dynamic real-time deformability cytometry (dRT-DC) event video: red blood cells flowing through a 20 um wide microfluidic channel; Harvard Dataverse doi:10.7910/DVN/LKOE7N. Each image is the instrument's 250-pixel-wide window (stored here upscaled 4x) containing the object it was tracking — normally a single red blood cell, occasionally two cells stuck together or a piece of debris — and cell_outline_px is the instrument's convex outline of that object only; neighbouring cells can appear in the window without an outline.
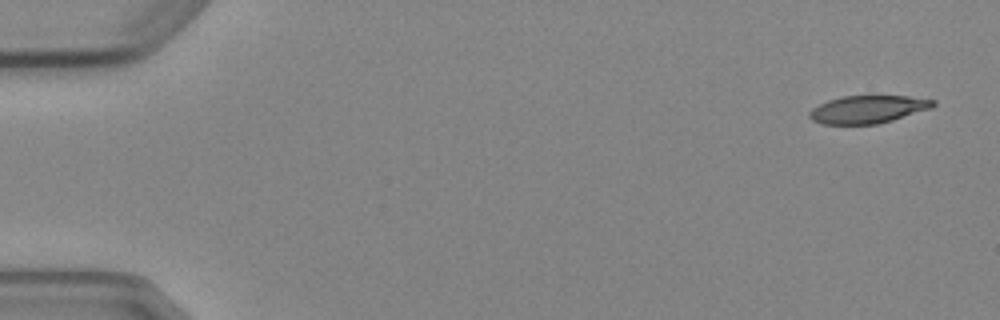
{"species": "Egyptian fruit bat (a non-hibernating species)", "species_latin": "Rousettus aegyptiacus", "temperature_condition": "cold", "stored_images_in_passage": 5, "camera_frame_rate_fps": 3000, "um_per_image_px": 0.085, "animal": {"sex": "female"}, "frame": {"image": 1, "passage_image": 1, "time_ms": 0.0, "image_size_px": [1000, 320], "cell_outline_px": [[936, 104], [932, 108], [892, 120], [876, 124], [820, 124], [812, 120], [808, 116], [808, 112], [812, 108], [828, 100], [844, 96], [908, 96], [936, 100]], "centroid_in_image_um": [73.76, 9.29], "position_along_channel_um": 11.2, "area_um2": 20.0}}
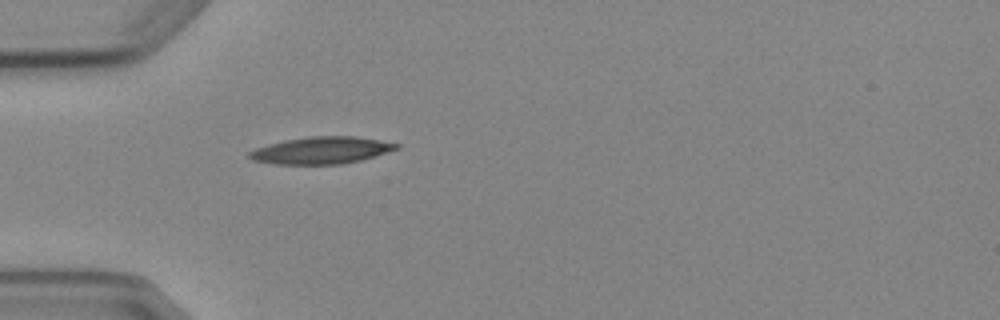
{"frame": {"image": 2, "passage_image": 5, "time_ms": 4.667, "image_size_px": [1000, 320], "cell_outline_px": [[400, 148], [360, 160], [340, 164], [272, 164], [252, 160], [248, 156], [248, 152], [256, 148], [268, 144], [284, 140], [312, 136], [356, 136], [380, 140], [400, 144]], "centroid_in_image_um": [27.3, 12.77], "position_along_channel_um": 57.7, "area_um2": 23.12}}